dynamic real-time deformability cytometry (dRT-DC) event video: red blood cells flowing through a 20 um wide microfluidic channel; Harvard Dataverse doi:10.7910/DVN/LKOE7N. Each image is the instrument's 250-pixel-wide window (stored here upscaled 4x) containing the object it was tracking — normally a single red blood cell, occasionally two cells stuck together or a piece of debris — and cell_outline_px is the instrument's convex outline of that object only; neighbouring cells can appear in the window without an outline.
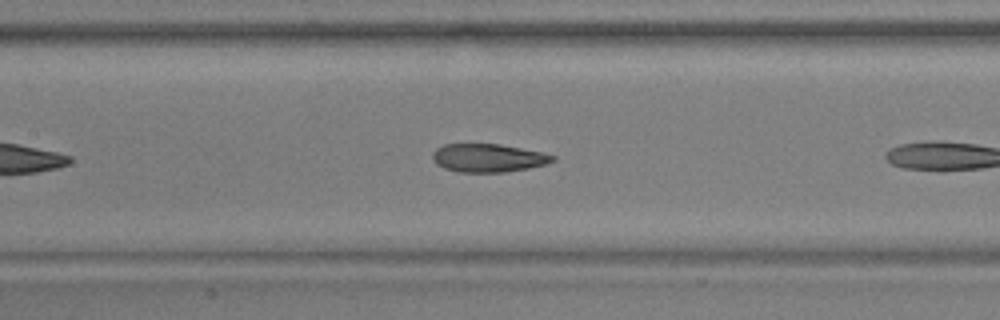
{"species": "common noctule bat (a hibernating species)", "species_latin": "Nyctalus noctula", "temperature_condition": "warm", "stored_images_in_passage": 17, "camera_frame_rate_fps": 3000, "um_per_image_px": 0.085, "animal": {"sex": "male", "body_mass_g": 17.9, "forearm_length_mm": 54.2}, "frame": {"image": 1, "passage_image": 10, "time_ms": 3.0, "image_size_px": [1000, 320], "cell_outline_px": [[556, 160], [544, 164], [528, 168], [504, 172], [456, 172], [444, 168], [436, 164], [432, 160], [432, 152], [436, 148], [444, 144], [500, 144], [540, 152], [556, 156]], "centroid_in_image_um": [41.44, 13.42], "position_along_channel_um": 166.0, "area_um2": 19.77}}